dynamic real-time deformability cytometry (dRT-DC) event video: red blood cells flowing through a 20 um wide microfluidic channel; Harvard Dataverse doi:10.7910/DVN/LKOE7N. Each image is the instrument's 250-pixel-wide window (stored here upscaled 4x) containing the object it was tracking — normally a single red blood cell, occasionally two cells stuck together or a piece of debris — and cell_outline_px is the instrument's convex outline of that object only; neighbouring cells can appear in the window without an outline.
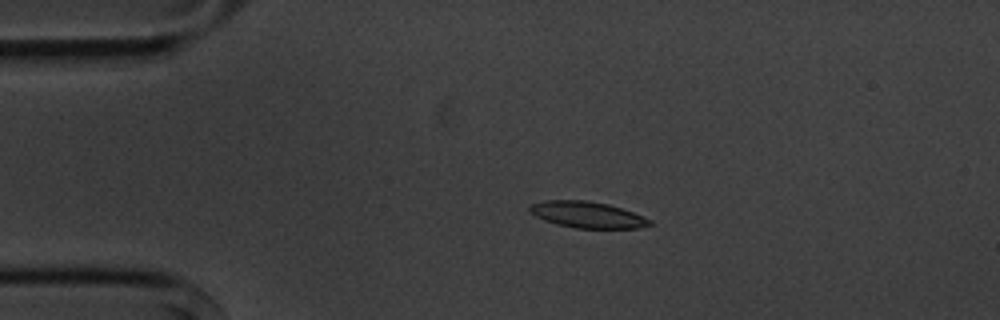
{"species": "common noctule bat (a hibernating species)", "species_latin": "Nyctalus noctula", "temperature_condition": "cold", "stored_images_in_passage": 14, "camera_frame_rate_fps": 3000, "um_per_image_px": 0.085, "animal": {"sex": "male", "body_mass_g": 20.1, "forearm_length_mm": 53.5}, "frame": {"image": 1, "passage_image": 3, "time_ms": 2.333, "image_size_px": [1000, 320], "cell_outline_px": [[652, 224], [636, 228], [576, 228], [556, 224], [544, 220], [528, 212], [528, 208], [532, 204], [544, 200], [584, 200], [608, 204], [644, 216], [652, 220]], "centroid_in_image_um": [49.89, 18.25], "position_along_channel_um": 35.1, "area_um2": 18.32}}
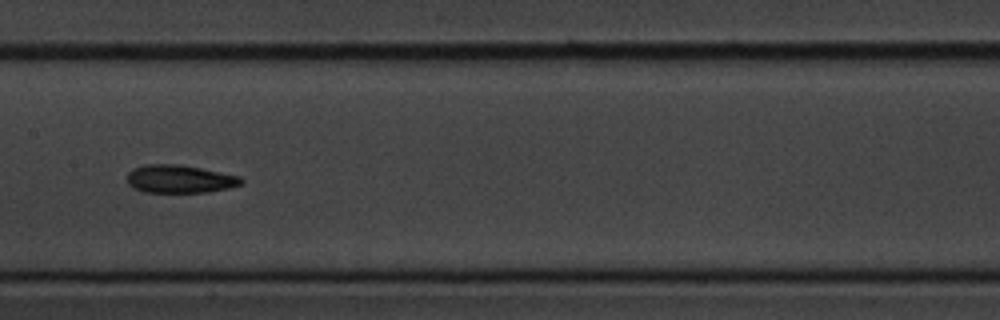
{"frame": {"image": 2, "passage_image": 7, "time_ms": 7.667, "image_size_px": [1000, 320], "cell_outline_px": [[244, 184], [228, 188], [208, 192], [144, 192], [132, 188], [128, 184], [128, 172], [132, 168], [144, 164], [180, 164], [240, 176], [244, 180]], "centroid_in_image_um": [15.27, 15.21], "position_along_channel_um": 192.1, "area_um2": 18.79}}
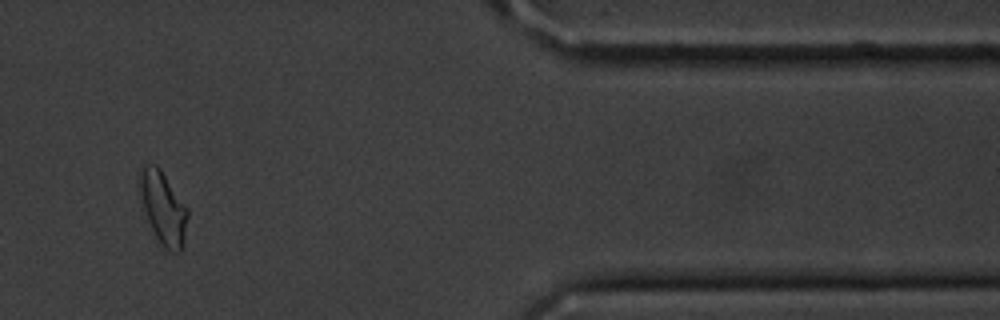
{"frame": {"image": 3, "passage_image": 13, "time_ms": 14.333, "image_size_px": [1000, 320], "cell_outline_px": [[188, 216], [184, 236], [180, 252], [172, 252], [164, 248], [160, 244], [148, 220], [136, 184], [140, 168], [144, 164], [156, 164], [160, 168], [188, 208]], "centroid_in_image_um": [13.83, 17.6], "position_along_channel_um": 397.6, "area_um2": 20.4}, "authors_computed_cell_mechanics": {"area_um2": 19.0451, "velocity_mm_per_s": 3.6048, "shape_relaxation_time_tau1_ms": 2.9813, "shape_relaxation_time_tau2_ms": 7.084, "deformation_change_tau1": 0.1204, "deformation_change_tau2": 0.1838}}